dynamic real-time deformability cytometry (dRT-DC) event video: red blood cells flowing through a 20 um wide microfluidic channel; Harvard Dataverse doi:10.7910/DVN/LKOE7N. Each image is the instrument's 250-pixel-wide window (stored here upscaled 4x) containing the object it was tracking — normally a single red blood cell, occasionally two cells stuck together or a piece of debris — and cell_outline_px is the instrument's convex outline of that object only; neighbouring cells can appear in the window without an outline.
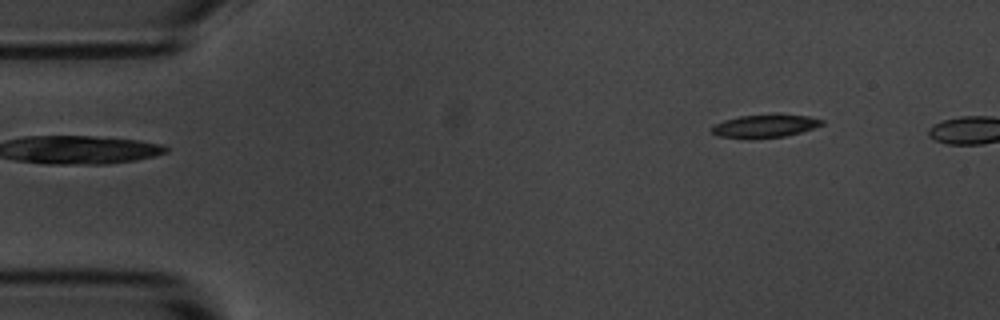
{"species": "common noctule bat (a hibernating species)", "species_latin": "Nyctalus noctula", "temperature_condition": "room temperature", "stored_images_in_passage": 5, "segment_of_instrument_passage": [2, 2], "camera_frame_rate_fps": 3000, "um_per_image_px": 0.085, "animal": {"sex": "male", "body_mass_g": 20.1, "forearm_length_mm": 53.5}, "frame": {"image": 1, "passage_image": 5, "time_ms": 5.667, "image_size_px": [1000, 320], "cell_outline_px": [[824, 124], [800, 132], [784, 136], [752, 140], [744, 140], [720, 136], [712, 132], [712, 124], [724, 120], [740, 116], [808, 116], [824, 120]], "centroid_in_image_um": [64.94, 10.76], "position_along_channel_um": 20.1, "area_um2": 14.51}}